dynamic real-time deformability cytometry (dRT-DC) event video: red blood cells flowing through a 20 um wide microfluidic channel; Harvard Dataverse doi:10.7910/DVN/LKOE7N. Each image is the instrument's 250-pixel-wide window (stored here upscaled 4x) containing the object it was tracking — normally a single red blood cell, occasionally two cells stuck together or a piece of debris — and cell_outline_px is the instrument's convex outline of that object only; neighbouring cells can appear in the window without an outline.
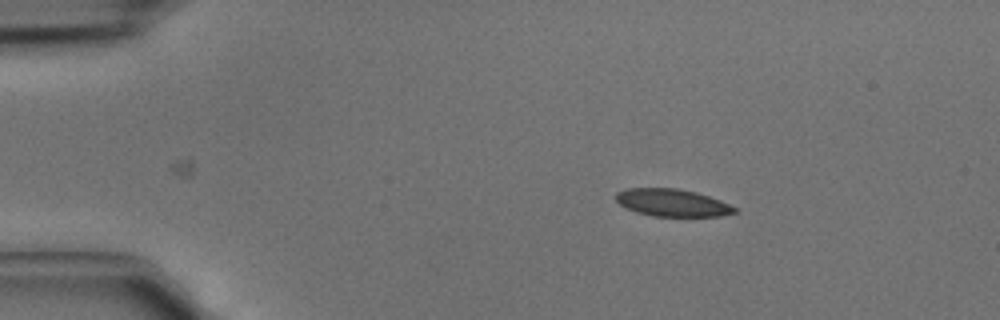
{"species": "common noctule bat (a hibernating species)", "species_latin": "Nyctalus noctula", "temperature_condition": "cold", "stored_images_in_passage": 3, "camera_frame_rate_fps": 3000, "um_per_image_px": 0.085, "animal": {"sex": "male", "body_mass_g": 15.6}, "frame": {"image": 1, "passage_image": 1, "time_ms": 0.0, "image_size_px": [1000, 320], "cell_outline_px": [[736, 212], [720, 216], [652, 216], [636, 212], [624, 208], [616, 200], [616, 192], [624, 188], [676, 188], [696, 192], [720, 200], [736, 208]], "centroid_in_image_um": [57.09, 17.23], "position_along_channel_um": 27.9, "area_um2": 18.96}}
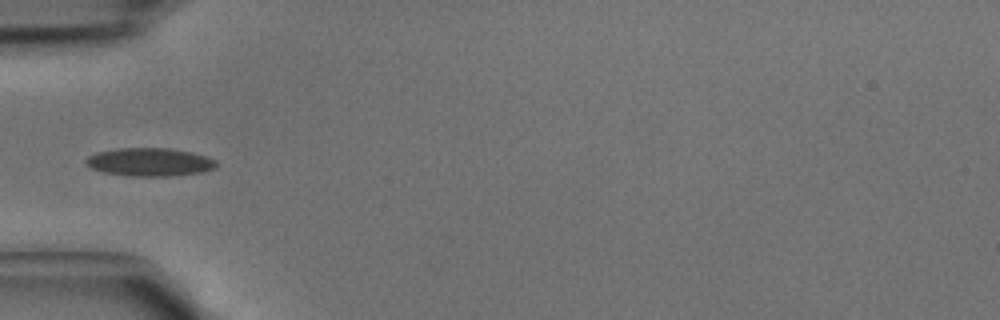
{"frame": {"image": 2, "passage_image": 3, "time_ms": 0.667, "image_size_px": [1000, 320], "cell_outline_px": [[216, 168], [204, 172], [172, 176], [128, 176], [104, 172], [92, 168], [84, 160], [88, 156], [96, 152], [116, 148], [168, 148], [192, 152], [216, 160]], "centroid_in_image_um": [12.73, 13.77], "position_along_channel_um": 72.3, "area_um2": 21.5}}